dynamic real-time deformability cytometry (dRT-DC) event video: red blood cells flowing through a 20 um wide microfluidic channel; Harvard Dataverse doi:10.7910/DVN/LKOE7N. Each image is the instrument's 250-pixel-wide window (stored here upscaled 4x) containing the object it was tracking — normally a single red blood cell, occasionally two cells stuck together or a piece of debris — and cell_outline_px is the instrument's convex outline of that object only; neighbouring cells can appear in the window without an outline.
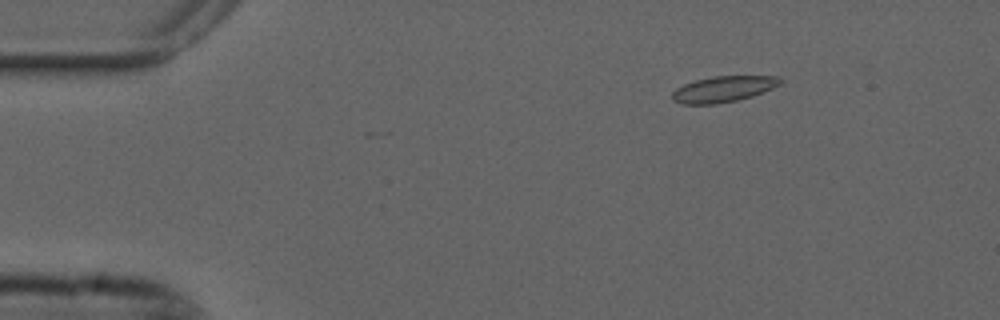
{"species": "common noctule bat (a hibernating species)", "species_latin": "Nyctalus noctula", "temperature_condition": "cold", "stored_images_in_passage": 28, "camera_frame_rate_fps": 3000, "um_per_image_px": 0.085, "animal": {"sex": "male", "forearm_length_mm": 52.5}, "frame": {"image": 1, "passage_image": 8, "time_ms": 2.333, "image_size_px": [1000, 320], "cell_outline_px": [[784, 80], [780, 84], [772, 88], [752, 96], [736, 100], [716, 104], [680, 104], [672, 100], [672, 92], [676, 88], [684, 84], [696, 80], [712, 76], [776, 76]], "centroid_in_image_um": [61.46, 7.57], "position_along_channel_um": 23.5, "area_um2": 16.3}}
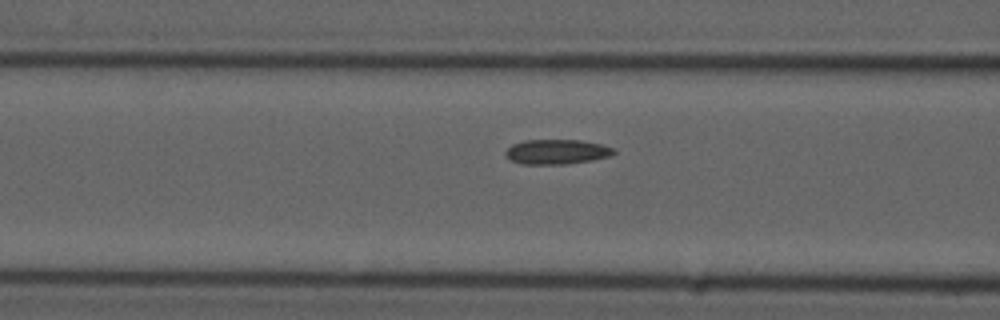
{"frame": {"image": 2, "passage_image": 22, "time_ms": 7.0, "image_size_px": [1000, 320], "cell_outline_px": [[616, 152], [612, 156], [592, 160], [564, 164], [520, 164], [508, 160], [504, 152], [512, 144], [524, 140], [580, 140], [600, 144], [616, 148]], "centroid_in_image_um": [47.32, 12.9], "position_along_channel_um": 119.3, "area_um2": 15.84}}
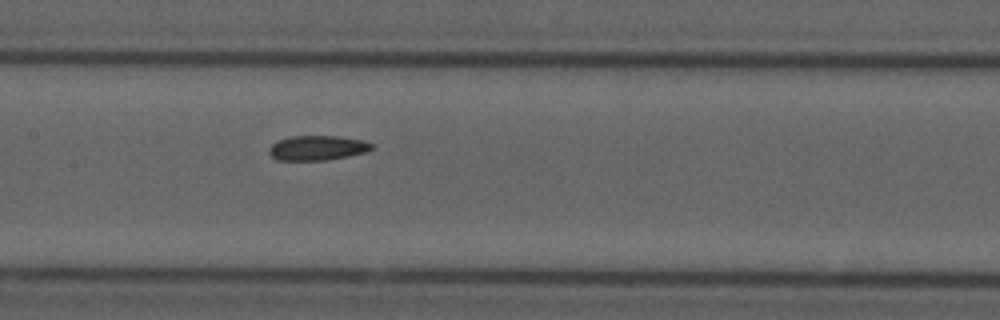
{"frame": {"image": 3, "passage_image": 27, "time_ms": 8.667, "image_size_px": [1000, 320], "cell_outline_px": [[376, 148], [368, 152], [328, 160], [276, 160], [268, 152], [268, 148], [272, 144], [280, 140], [292, 136], [340, 136], [364, 140], [372, 144]], "centroid_in_image_um": [27.03, 12.57], "position_along_channel_um": 180.4, "area_um2": 14.97}}